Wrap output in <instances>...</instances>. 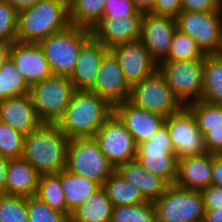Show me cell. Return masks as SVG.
Listing matches in <instances>:
<instances>
[{
	"mask_svg": "<svg viewBox=\"0 0 222 222\" xmlns=\"http://www.w3.org/2000/svg\"><path fill=\"white\" fill-rule=\"evenodd\" d=\"M114 113V106L90 90H75L55 124L69 139L92 138Z\"/></svg>",
	"mask_w": 222,
	"mask_h": 222,
	"instance_id": "6da1fadb",
	"label": "cell"
},
{
	"mask_svg": "<svg viewBox=\"0 0 222 222\" xmlns=\"http://www.w3.org/2000/svg\"><path fill=\"white\" fill-rule=\"evenodd\" d=\"M69 139L55 124H42L25 135L22 158L40 174H57L65 169Z\"/></svg>",
	"mask_w": 222,
	"mask_h": 222,
	"instance_id": "7a4b0ae2",
	"label": "cell"
},
{
	"mask_svg": "<svg viewBox=\"0 0 222 222\" xmlns=\"http://www.w3.org/2000/svg\"><path fill=\"white\" fill-rule=\"evenodd\" d=\"M70 25L68 0H39L18 11L17 41L38 43Z\"/></svg>",
	"mask_w": 222,
	"mask_h": 222,
	"instance_id": "3957f363",
	"label": "cell"
},
{
	"mask_svg": "<svg viewBox=\"0 0 222 222\" xmlns=\"http://www.w3.org/2000/svg\"><path fill=\"white\" fill-rule=\"evenodd\" d=\"M92 37L90 29L70 25L38 42L53 75L70 77L82 46Z\"/></svg>",
	"mask_w": 222,
	"mask_h": 222,
	"instance_id": "277c9868",
	"label": "cell"
},
{
	"mask_svg": "<svg viewBox=\"0 0 222 222\" xmlns=\"http://www.w3.org/2000/svg\"><path fill=\"white\" fill-rule=\"evenodd\" d=\"M65 169L101 186L116 171L94 137L69 140Z\"/></svg>",
	"mask_w": 222,
	"mask_h": 222,
	"instance_id": "5b68a950",
	"label": "cell"
},
{
	"mask_svg": "<svg viewBox=\"0 0 222 222\" xmlns=\"http://www.w3.org/2000/svg\"><path fill=\"white\" fill-rule=\"evenodd\" d=\"M75 88L67 76L52 75L30 87V96L43 124H56L66 110Z\"/></svg>",
	"mask_w": 222,
	"mask_h": 222,
	"instance_id": "8992f818",
	"label": "cell"
},
{
	"mask_svg": "<svg viewBox=\"0 0 222 222\" xmlns=\"http://www.w3.org/2000/svg\"><path fill=\"white\" fill-rule=\"evenodd\" d=\"M156 222H203L205 206L201 191L168 185L153 202Z\"/></svg>",
	"mask_w": 222,
	"mask_h": 222,
	"instance_id": "52a82bcc",
	"label": "cell"
},
{
	"mask_svg": "<svg viewBox=\"0 0 222 222\" xmlns=\"http://www.w3.org/2000/svg\"><path fill=\"white\" fill-rule=\"evenodd\" d=\"M137 162L148 172L162 178L168 185L177 178L178 158L167 127H161L151 138L137 145Z\"/></svg>",
	"mask_w": 222,
	"mask_h": 222,
	"instance_id": "ba28073f",
	"label": "cell"
},
{
	"mask_svg": "<svg viewBox=\"0 0 222 222\" xmlns=\"http://www.w3.org/2000/svg\"><path fill=\"white\" fill-rule=\"evenodd\" d=\"M203 64L204 60L162 61L158 64L159 72L183 106L201 100Z\"/></svg>",
	"mask_w": 222,
	"mask_h": 222,
	"instance_id": "9c48e42d",
	"label": "cell"
},
{
	"mask_svg": "<svg viewBox=\"0 0 222 222\" xmlns=\"http://www.w3.org/2000/svg\"><path fill=\"white\" fill-rule=\"evenodd\" d=\"M222 11H181L176 17L177 29L189 35L205 54L222 50Z\"/></svg>",
	"mask_w": 222,
	"mask_h": 222,
	"instance_id": "30bf717a",
	"label": "cell"
},
{
	"mask_svg": "<svg viewBox=\"0 0 222 222\" xmlns=\"http://www.w3.org/2000/svg\"><path fill=\"white\" fill-rule=\"evenodd\" d=\"M129 101L139 108L165 117L178 112L183 107L158 69L142 82L131 87Z\"/></svg>",
	"mask_w": 222,
	"mask_h": 222,
	"instance_id": "8fae6325",
	"label": "cell"
},
{
	"mask_svg": "<svg viewBox=\"0 0 222 222\" xmlns=\"http://www.w3.org/2000/svg\"><path fill=\"white\" fill-rule=\"evenodd\" d=\"M164 125L167 127L174 154L178 159L208 152L204 135L198 129L194 115L186 106L166 117Z\"/></svg>",
	"mask_w": 222,
	"mask_h": 222,
	"instance_id": "7c38bea8",
	"label": "cell"
},
{
	"mask_svg": "<svg viewBox=\"0 0 222 222\" xmlns=\"http://www.w3.org/2000/svg\"><path fill=\"white\" fill-rule=\"evenodd\" d=\"M94 138L115 169L119 165L135 159L137 145L125 123L115 112L104 122Z\"/></svg>",
	"mask_w": 222,
	"mask_h": 222,
	"instance_id": "4fadbf2b",
	"label": "cell"
},
{
	"mask_svg": "<svg viewBox=\"0 0 222 222\" xmlns=\"http://www.w3.org/2000/svg\"><path fill=\"white\" fill-rule=\"evenodd\" d=\"M176 29L174 17L152 12L143 14L140 40L157 64L168 56Z\"/></svg>",
	"mask_w": 222,
	"mask_h": 222,
	"instance_id": "5bb4252c",
	"label": "cell"
},
{
	"mask_svg": "<svg viewBox=\"0 0 222 222\" xmlns=\"http://www.w3.org/2000/svg\"><path fill=\"white\" fill-rule=\"evenodd\" d=\"M113 106L129 100L131 86L125 79L119 61L109 49L103 56L93 86L89 89Z\"/></svg>",
	"mask_w": 222,
	"mask_h": 222,
	"instance_id": "9a60e30c",
	"label": "cell"
},
{
	"mask_svg": "<svg viewBox=\"0 0 222 222\" xmlns=\"http://www.w3.org/2000/svg\"><path fill=\"white\" fill-rule=\"evenodd\" d=\"M117 57L126 81L132 87L152 75L158 64L140 39L118 44L110 49Z\"/></svg>",
	"mask_w": 222,
	"mask_h": 222,
	"instance_id": "2e32d148",
	"label": "cell"
},
{
	"mask_svg": "<svg viewBox=\"0 0 222 222\" xmlns=\"http://www.w3.org/2000/svg\"><path fill=\"white\" fill-rule=\"evenodd\" d=\"M10 58L30 87L53 75L49 62L38 43L13 42Z\"/></svg>",
	"mask_w": 222,
	"mask_h": 222,
	"instance_id": "e0dca14e",
	"label": "cell"
},
{
	"mask_svg": "<svg viewBox=\"0 0 222 222\" xmlns=\"http://www.w3.org/2000/svg\"><path fill=\"white\" fill-rule=\"evenodd\" d=\"M114 112L125 123L136 145L151 138L165 124L166 117L135 106L129 100L117 103Z\"/></svg>",
	"mask_w": 222,
	"mask_h": 222,
	"instance_id": "ac0fdd59",
	"label": "cell"
},
{
	"mask_svg": "<svg viewBox=\"0 0 222 222\" xmlns=\"http://www.w3.org/2000/svg\"><path fill=\"white\" fill-rule=\"evenodd\" d=\"M143 14L136 12L121 19L102 18L92 29V37L106 48L140 39Z\"/></svg>",
	"mask_w": 222,
	"mask_h": 222,
	"instance_id": "d6986e66",
	"label": "cell"
},
{
	"mask_svg": "<svg viewBox=\"0 0 222 222\" xmlns=\"http://www.w3.org/2000/svg\"><path fill=\"white\" fill-rule=\"evenodd\" d=\"M0 122L25 135L43 124L38 118L30 94L0 100Z\"/></svg>",
	"mask_w": 222,
	"mask_h": 222,
	"instance_id": "ffe728a7",
	"label": "cell"
},
{
	"mask_svg": "<svg viewBox=\"0 0 222 222\" xmlns=\"http://www.w3.org/2000/svg\"><path fill=\"white\" fill-rule=\"evenodd\" d=\"M213 153L178 159L175 185L189 190L201 191L211 185Z\"/></svg>",
	"mask_w": 222,
	"mask_h": 222,
	"instance_id": "44dd1931",
	"label": "cell"
},
{
	"mask_svg": "<svg viewBox=\"0 0 222 222\" xmlns=\"http://www.w3.org/2000/svg\"><path fill=\"white\" fill-rule=\"evenodd\" d=\"M108 50L93 37L82 46L75 69L69 77L75 90H89L93 86L102 58Z\"/></svg>",
	"mask_w": 222,
	"mask_h": 222,
	"instance_id": "7402d4cb",
	"label": "cell"
},
{
	"mask_svg": "<svg viewBox=\"0 0 222 222\" xmlns=\"http://www.w3.org/2000/svg\"><path fill=\"white\" fill-rule=\"evenodd\" d=\"M116 172L138 188L144 199L149 202H154L160 198L168 187L162 178L148 172L136 159L119 165Z\"/></svg>",
	"mask_w": 222,
	"mask_h": 222,
	"instance_id": "603a6c76",
	"label": "cell"
},
{
	"mask_svg": "<svg viewBox=\"0 0 222 222\" xmlns=\"http://www.w3.org/2000/svg\"><path fill=\"white\" fill-rule=\"evenodd\" d=\"M40 174L24 158L9 159L6 194L35 196Z\"/></svg>",
	"mask_w": 222,
	"mask_h": 222,
	"instance_id": "cb8c5ba5",
	"label": "cell"
},
{
	"mask_svg": "<svg viewBox=\"0 0 222 222\" xmlns=\"http://www.w3.org/2000/svg\"><path fill=\"white\" fill-rule=\"evenodd\" d=\"M61 182L63 192L66 199L67 215L81 206L94 193L102 188V186L84 176L74 174L66 169L56 174Z\"/></svg>",
	"mask_w": 222,
	"mask_h": 222,
	"instance_id": "d4e9b609",
	"label": "cell"
},
{
	"mask_svg": "<svg viewBox=\"0 0 222 222\" xmlns=\"http://www.w3.org/2000/svg\"><path fill=\"white\" fill-rule=\"evenodd\" d=\"M201 100L222 105V54H206Z\"/></svg>",
	"mask_w": 222,
	"mask_h": 222,
	"instance_id": "484cf974",
	"label": "cell"
},
{
	"mask_svg": "<svg viewBox=\"0 0 222 222\" xmlns=\"http://www.w3.org/2000/svg\"><path fill=\"white\" fill-rule=\"evenodd\" d=\"M113 205L103 188L71 213V222H110Z\"/></svg>",
	"mask_w": 222,
	"mask_h": 222,
	"instance_id": "4316f807",
	"label": "cell"
},
{
	"mask_svg": "<svg viewBox=\"0 0 222 222\" xmlns=\"http://www.w3.org/2000/svg\"><path fill=\"white\" fill-rule=\"evenodd\" d=\"M102 188L113 207L146 202L139 189L123 179L116 171L104 182Z\"/></svg>",
	"mask_w": 222,
	"mask_h": 222,
	"instance_id": "83f0119b",
	"label": "cell"
},
{
	"mask_svg": "<svg viewBox=\"0 0 222 222\" xmlns=\"http://www.w3.org/2000/svg\"><path fill=\"white\" fill-rule=\"evenodd\" d=\"M106 0H68L70 24L92 29L103 17Z\"/></svg>",
	"mask_w": 222,
	"mask_h": 222,
	"instance_id": "f1b7e54d",
	"label": "cell"
},
{
	"mask_svg": "<svg viewBox=\"0 0 222 222\" xmlns=\"http://www.w3.org/2000/svg\"><path fill=\"white\" fill-rule=\"evenodd\" d=\"M30 93V86L9 58L0 68V100L24 96Z\"/></svg>",
	"mask_w": 222,
	"mask_h": 222,
	"instance_id": "f546056e",
	"label": "cell"
},
{
	"mask_svg": "<svg viewBox=\"0 0 222 222\" xmlns=\"http://www.w3.org/2000/svg\"><path fill=\"white\" fill-rule=\"evenodd\" d=\"M50 208L67 214L66 199L59 177L56 174L39 176L38 189L35 195Z\"/></svg>",
	"mask_w": 222,
	"mask_h": 222,
	"instance_id": "4dcf8cb0",
	"label": "cell"
},
{
	"mask_svg": "<svg viewBox=\"0 0 222 222\" xmlns=\"http://www.w3.org/2000/svg\"><path fill=\"white\" fill-rule=\"evenodd\" d=\"M206 54L189 35L176 29L164 61L204 60Z\"/></svg>",
	"mask_w": 222,
	"mask_h": 222,
	"instance_id": "1f68e13d",
	"label": "cell"
},
{
	"mask_svg": "<svg viewBox=\"0 0 222 222\" xmlns=\"http://www.w3.org/2000/svg\"><path fill=\"white\" fill-rule=\"evenodd\" d=\"M186 107L195 117L197 127L205 135L208 128L222 127V105L203 100L188 103Z\"/></svg>",
	"mask_w": 222,
	"mask_h": 222,
	"instance_id": "d6a6232c",
	"label": "cell"
},
{
	"mask_svg": "<svg viewBox=\"0 0 222 222\" xmlns=\"http://www.w3.org/2000/svg\"><path fill=\"white\" fill-rule=\"evenodd\" d=\"M110 222H156L154 204L146 201L137 205L115 206Z\"/></svg>",
	"mask_w": 222,
	"mask_h": 222,
	"instance_id": "836d02e7",
	"label": "cell"
},
{
	"mask_svg": "<svg viewBox=\"0 0 222 222\" xmlns=\"http://www.w3.org/2000/svg\"><path fill=\"white\" fill-rule=\"evenodd\" d=\"M0 222H28L27 197L0 194Z\"/></svg>",
	"mask_w": 222,
	"mask_h": 222,
	"instance_id": "e575fe53",
	"label": "cell"
},
{
	"mask_svg": "<svg viewBox=\"0 0 222 222\" xmlns=\"http://www.w3.org/2000/svg\"><path fill=\"white\" fill-rule=\"evenodd\" d=\"M28 222H71L70 215L50 208L36 196L27 197Z\"/></svg>",
	"mask_w": 222,
	"mask_h": 222,
	"instance_id": "d590c367",
	"label": "cell"
},
{
	"mask_svg": "<svg viewBox=\"0 0 222 222\" xmlns=\"http://www.w3.org/2000/svg\"><path fill=\"white\" fill-rule=\"evenodd\" d=\"M25 134L0 122V155L8 159L21 158Z\"/></svg>",
	"mask_w": 222,
	"mask_h": 222,
	"instance_id": "8d00e7d4",
	"label": "cell"
},
{
	"mask_svg": "<svg viewBox=\"0 0 222 222\" xmlns=\"http://www.w3.org/2000/svg\"><path fill=\"white\" fill-rule=\"evenodd\" d=\"M18 11L7 1L0 0V43L17 41Z\"/></svg>",
	"mask_w": 222,
	"mask_h": 222,
	"instance_id": "74e56055",
	"label": "cell"
},
{
	"mask_svg": "<svg viewBox=\"0 0 222 222\" xmlns=\"http://www.w3.org/2000/svg\"><path fill=\"white\" fill-rule=\"evenodd\" d=\"M137 12L132 0H106L103 17L110 19H121Z\"/></svg>",
	"mask_w": 222,
	"mask_h": 222,
	"instance_id": "f35d334b",
	"label": "cell"
},
{
	"mask_svg": "<svg viewBox=\"0 0 222 222\" xmlns=\"http://www.w3.org/2000/svg\"><path fill=\"white\" fill-rule=\"evenodd\" d=\"M181 11H222V0H181Z\"/></svg>",
	"mask_w": 222,
	"mask_h": 222,
	"instance_id": "ab89813d",
	"label": "cell"
},
{
	"mask_svg": "<svg viewBox=\"0 0 222 222\" xmlns=\"http://www.w3.org/2000/svg\"><path fill=\"white\" fill-rule=\"evenodd\" d=\"M205 210H213L222 207V187L210 185L201 190Z\"/></svg>",
	"mask_w": 222,
	"mask_h": 222,
	"instance_id": "60d3db41",
	"label": "cell"
},
{
	"mask_svg": "<svg viewBox=\"0 0 222 222\" xmlns=\"http://www.w3.org/2000/svg\"><path fill=\"white\" fill-rule=\"evenodd\" d=\"M181 12V0H155L152 13L176 18Z\"/></svg>",
	"mask_w": 222,
	"mask_h": 222,
	"instance_id": "b9f144b4",
	"label": "cell"
},
{
	"mask_svg": "<svg viewBox=\"0 0 222 222\" xmlns=\"http://www.w3.org/2000/svg\"><path fill=\"white\" fill-rule=\"evenodd\" d=\"M204 139L209 153L222 154V127L208 128Z\"/></svg>",
	"mask_w": 222,
	"mask_h": 222,
	"instance_id": "7bdbcfd3",
	"label": "cell"
},
{
	"mask_svg": "<svg viewBox=\"0 0 222 222\" xmlns=\"http://www.w3.org/2000/svg\"><path fill=\"white\" fill-rule=\"evenodd\" d=\"M211 185L222 187V154H213Z\"/></svg>",
	"mask_w": 222,
	"mask_h": 222,
	"instance_id": "ee69618b",
	"label": "cell"
},
{
	"mask_svg": "<svg viewBox=\"0 0 222 222\" xmlns=\"http://www.w3.org/2000/svg\"><path fill=\"white\" fill-rule=\"evenodd\" d=\"M9 159L0 155V194H6Z\"/></svg>",
	"mask_w": 222,
	"mask_h": 222,
	"instance_id": "f6af8a7d",
	"label": "cell"
},
{
	"mask_svg": "<svg viewBox=\"0 0 222 222\" xmlns=\"http://www.w3.org/2000/svg\"><path fill=\"white\" fill-rule=\"evenodd\" d=\"M132 2L136 10L142 14L152 12L155 4V0H132Z\"/></svg>",
	"mask_w": 222,
	"mask_h": 222,
	"instance_id": "bcb514c9",
	"label": "cell"
},
{
	"mask_svg": "<svg viewBox=\"0 0 222 222\" xmlns=\"http://www.w3.org/2000/svg\"><path fill=\"white\" fill-rule=\"evenodd\" d=\"M203 222H222V207L205 210Z\"/></svg>",
	"mask_w": 222,
	"mask_h": 222,
	"instance_id": "7dc6e473",
	"label": "cell"
},
{
	"mask_svg": "<svg viewBox=\"0 0 222 222\" xmlns=\"http://www.w3.org/2000/svg\"><path fill=\"white\" fill-rule=\"evenodd\" d=\"M17 11L36 4L39 0H5Z\"/></svg>",
	"mask_w": 222,
	"mask_h": 222,
	"instance_id": "c3c4849f",
	"label": "cell"
},
{
	"mask_svg": "<svg viewBox=\"0 0 222 222\" xmlns=\"http://www.w3.org/2000/svg\"><path fill=\"white\" fill-rule=\"evenodd\" d=\"M11 44L0 43V68L10 58Z\"/></svg>",
	"mask_w": 222,
	"mask_h": 222,
	"instance_id": "681fc988",
	"label": "cell"
}]
</instances>
